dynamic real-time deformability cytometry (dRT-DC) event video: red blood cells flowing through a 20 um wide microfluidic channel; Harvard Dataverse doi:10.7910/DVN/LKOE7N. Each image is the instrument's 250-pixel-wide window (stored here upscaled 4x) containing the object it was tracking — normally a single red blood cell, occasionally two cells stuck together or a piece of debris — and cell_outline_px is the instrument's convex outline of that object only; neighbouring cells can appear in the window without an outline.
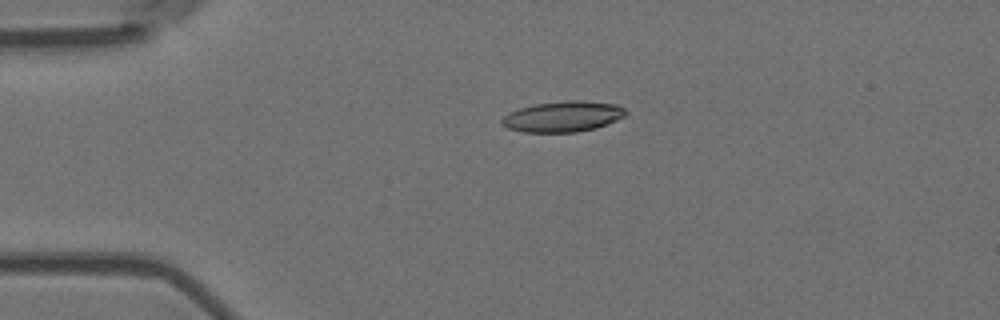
{"species": "Egyptian fruit bat (a non-hibernating species)", "species_latin": "Rousettus aegyptiacus", "temperature_condition": "room temperature", "stored_images_in_passage": 4, "camera_frame_rate_fps": 3000, "um_per_image_px": 0.085, "animal": {"sex": "female"}, "frame": {"image": 1, "passage_image": 3, "time_ms": 0.667, "image_size_px": [1000, 320], "cell_outline_px": [[628, 112], [624, 116], [616, 120], [596, 128], [576, 132], [524, 132], [508, 128], [500, 124], [500, 120], [508, 112], [520, 108], [536, 104], [568, 100], [580, 100], [616, 104], [624, 108]], "centroid_in_image_um": [47.83, 9.9], "position_along_channel_um": 37.2, "area_um2": 22.14}}